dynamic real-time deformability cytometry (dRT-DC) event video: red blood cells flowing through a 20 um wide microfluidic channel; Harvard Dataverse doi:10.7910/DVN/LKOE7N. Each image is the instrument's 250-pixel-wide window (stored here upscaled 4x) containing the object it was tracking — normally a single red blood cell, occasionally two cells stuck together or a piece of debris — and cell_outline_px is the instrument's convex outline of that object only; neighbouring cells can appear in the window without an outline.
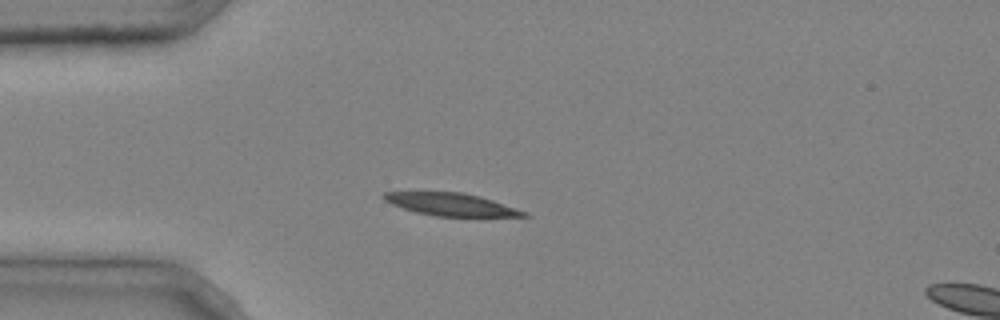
{"species": "common noctule bat (a hibernating species)", "species_latin": "Nyctalus noctula", "temperature_condition": "cold", "stored_images_in_passage": 4, "camera_frame_rate_fps": 3000, "um_per_image_px": 0.085, "animal": {"sex": "male", "body_mass_g": 20.4}, "frame": {"image": 1, "passage_image": 3, "time_ms": 0.667, "image_size_px": [1000, 320], "cell_outline_px": [[528, 216], [480, 220], [436, 216], [416, 212], [392, 204], [384, 200], [384, 192], [464, 192], [480, 196], [528, 212]], "centroid_in_image_um": [38.53, 17.44], "position_along_channel_um": 46.5, "area_um2": 19.42}}